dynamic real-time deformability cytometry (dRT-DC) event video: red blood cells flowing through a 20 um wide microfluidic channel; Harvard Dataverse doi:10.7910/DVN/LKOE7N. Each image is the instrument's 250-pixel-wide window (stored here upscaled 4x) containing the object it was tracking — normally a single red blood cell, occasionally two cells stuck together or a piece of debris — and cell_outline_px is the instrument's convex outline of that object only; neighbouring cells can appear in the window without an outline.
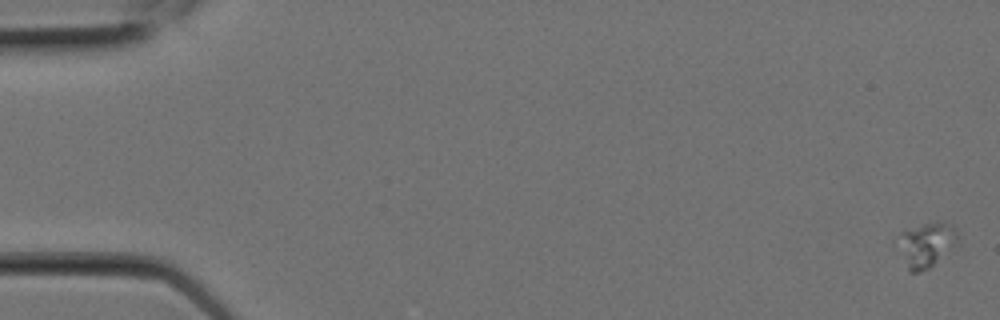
{"species": "Egyptian fruit bat (a non-hibernating species)", "species_latin": "Rousettus aegyptiacus", "temperature_condition": "room temperature", "stored_images_in_passage": 5, "camera_frame_rate_fps": 3000, "um_per_image_px": 0.085, "animal": {"sex": "female"}, "frame": {"image": 1, "passage_image": 1, "time_ms": 0.0, "image_size_px": [1000, 320], "cell_outline_px": [[956, 244], [928, 268], [920, 272], [908, 272], [900, 244], [900, 232], [924, 224], [952, 224], [956, 232]], "centroid_in_image_um": [78.73, 20.82], "position_along_channel_um": 6.3, "area_um2": 14.45}}